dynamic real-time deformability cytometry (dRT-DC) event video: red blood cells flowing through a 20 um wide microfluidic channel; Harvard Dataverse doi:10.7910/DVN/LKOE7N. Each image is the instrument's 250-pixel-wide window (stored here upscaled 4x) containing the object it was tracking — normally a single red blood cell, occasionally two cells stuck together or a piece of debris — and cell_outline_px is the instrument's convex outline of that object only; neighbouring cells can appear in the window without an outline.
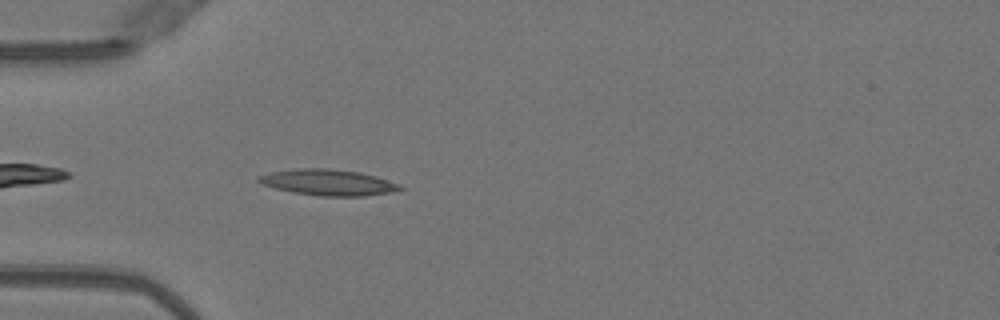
{"species": "Egyptian fruit bat (a non-hibernating species)", "species_latin": "Rousettus aegyptiacus", "temperature_condition": "warm", "stored_images_in_passage": 37, "camera_frame_rate_fps": 3000, "um_per_image_px": 0.085, "animal": {"sex": "female"}, "frame": {"image": 1, "passage_image": 3, "time_ms": 0.667, "image_size_px": [1000, 320], "cell_outline_px": [[404, 188], [400, 192], [364, 196], [320, 196], [292, 192], [260, 184], [256, 180], [256, 176], [272, 172], [296, 168], [328, 168], [360, 172], [376, 176], [400, 184]], "centroid_in_image_um": [27.93, 15.51], "position_along_channel_um": 57.1, "area_um2": 21.79}}
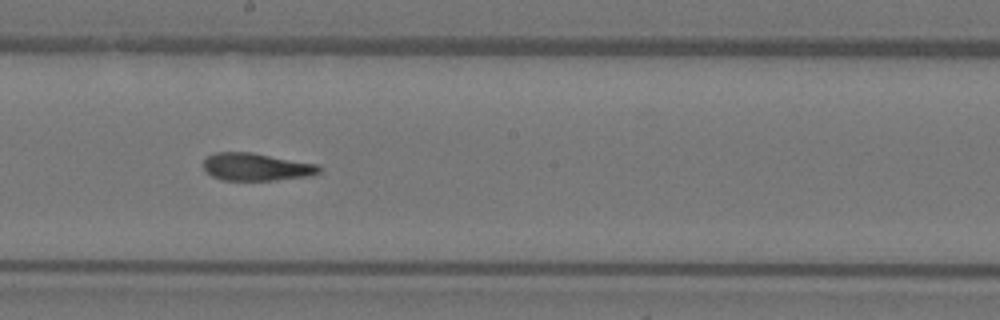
{"frame": {"image": 2, "passage_image": 16, "time_ms": 5.0, "image_size_px": [1000, 320], "cell_outline_px": [[324, 168], [320, 172], [308, 176], [276, 180], [224, 180], [212, 176], [204, 168], [204, 160], [208, 156], [216, 152], [252, 152], [320, 164]], "centroid_in_image_um": [21.85, 14.18], "position_along_channel_um": 226.3, "area_um2": 18.73}}
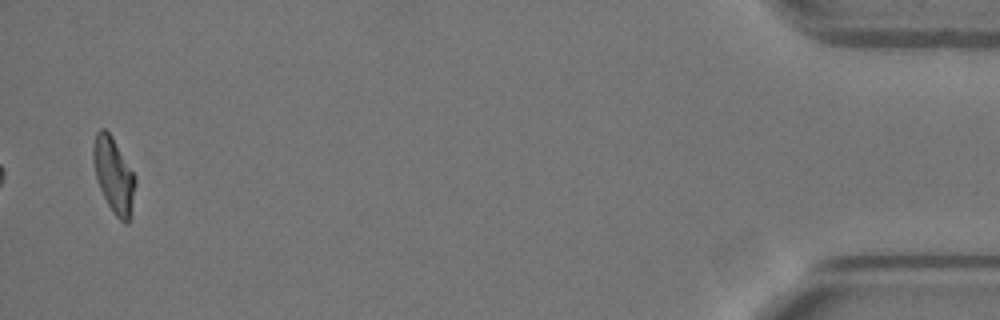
{"frame": {"image": 3, "passage_image": 37, "time_ms": 12.0, "image_size_px": [1000, 320], "cell_outline_px": [[136, 184], [128, 224], [124, 224], [116, 216], [108, 204], [96, 180], [92, 160], [92, 148], [96, 132], [100, 128], [104, 128], [112, 136], [132, 172], [136, 180]], "centroid_in_image_um": [9.63, 14.88], "position_along_channel_um": 425.6, "area_um2": 18.21}, "authors_computed_cell_mechanics": {"area_um2": 18.7272, "velocity_mm_per_s": 4.0389, "shape_relaxation_time_tau1_ms": 8.9968, "shape_relaxation_time_tau2_ms": 2.1496, "deformation_change_tau1": 0.2743, "deformation_change_tau2": 0.1145}}